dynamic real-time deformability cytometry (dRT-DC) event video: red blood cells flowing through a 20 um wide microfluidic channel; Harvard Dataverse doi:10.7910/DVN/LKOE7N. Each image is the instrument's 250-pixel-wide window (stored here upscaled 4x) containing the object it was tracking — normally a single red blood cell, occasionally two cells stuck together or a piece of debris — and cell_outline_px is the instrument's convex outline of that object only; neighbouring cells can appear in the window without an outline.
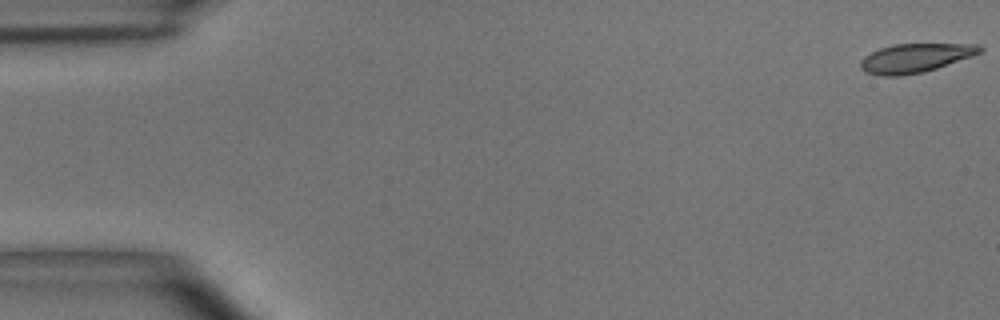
{"species": "common noctule bat (a hibernating species)", "species_latin": "Nyctalus noctula", "temperature_condition": "room temperature", "stored_images_in_passage": 55, "camera_frame_rate_fps": 3000, "um_per_image_px": 0.085, "animal": {"sex": "male", "body_mass_g": 15.6}, "frame": {"image": 1, "passage_image": 1, "time_ms": 0.0, "image_size_px": [1000, 320], "cell_outline_px": [[984, 48], [980, 52], [972, 56], [924, 72], [900, 76], [880, 76], [864, 72], [860, 68], [860, 60], [864, 56], [880, 48], [892, 44], [980, 44]], "centroid_in_image_um": [77.76, 4.93], "position_along_channel_um": 7.2, "area_um2": 20.17}}
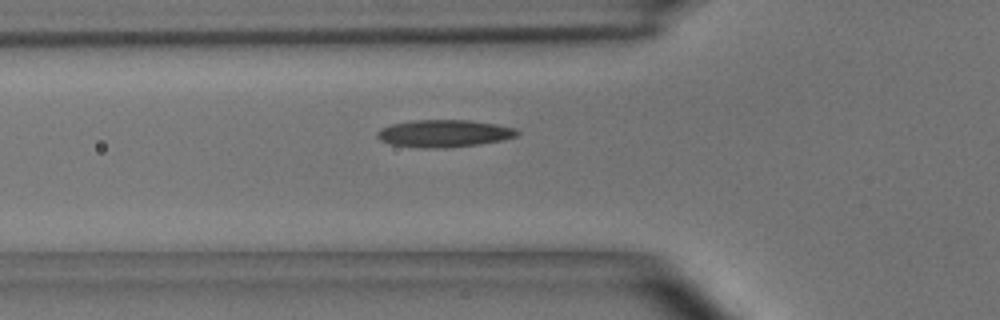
{"frame": {"image": 2, "passage_image": 19, "time_ms": 6.0, "image_size_px": [1000, 320], "cell_outline_px": [[520, 132], [516, 136], [504, 140], [480, 144], [448, 148], [420, 148], [392, 144], [380, 140], [376, 136], [376, 132], [380, 128], [392, 124], [416, 120], [468, 120], [496, 124], [516, 128]], "centroid_in_image_um": [37.76, 11.35], "position_along_channel_um": 88.0, "area_um2": 22.43}}
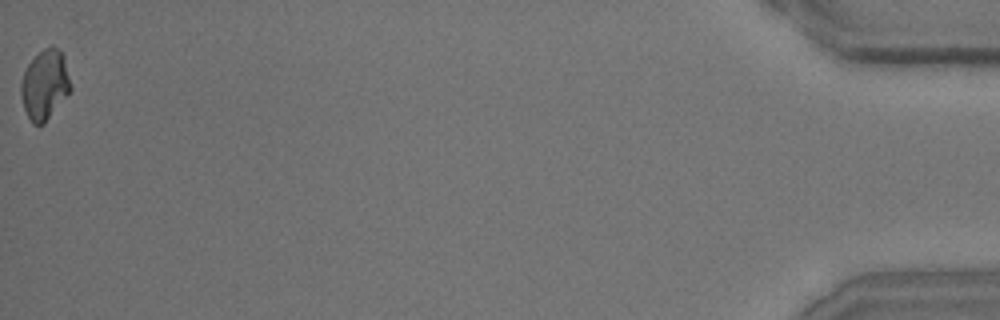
{"frame": {"image": 3, "passage_image": 55, "time_ms": 18.0, "image_size_px": [1000, 320], "cell_outline_px": [[72, 88], [44, 124], [32, 124], [24, 108], [20, 96], [20, 84], [24, 72], [28, 64], [44, 48], [52, 44], [64, 56]], "centroid_in_image_um": [3.8, 7.2], "position_along_channel_um": 431.4, "area_um2": 20.0}, "authors_computed_cell_mechanics": {"area_um2": 20.8658, "velocity_mm_per_s": 3.6425, "shape_relaxation_time_tau1_ms": 5.1943, "shape_relaxation_time_tau2_ms": 3.2063, "deformation_change_tau1": 0.1638, "deformation_change_tau2": 0.0994}}